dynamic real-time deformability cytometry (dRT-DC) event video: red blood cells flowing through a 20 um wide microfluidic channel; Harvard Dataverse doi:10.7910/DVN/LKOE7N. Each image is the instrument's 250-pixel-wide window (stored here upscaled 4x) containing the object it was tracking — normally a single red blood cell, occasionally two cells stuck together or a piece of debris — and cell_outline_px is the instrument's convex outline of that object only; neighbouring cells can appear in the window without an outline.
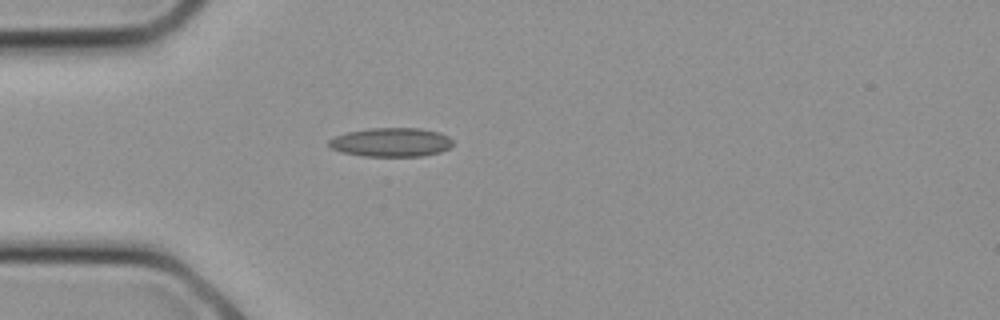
{"species": "common noctule bat (a hibernating species)", "species_latin": "Nyctalus noctula", "temperature_condition": "cold", "stored_images_in_passage": 11, "camera_frame_rate_fps": 3000, "um_per_image_px": 0.085, "animal": {"sex": "female", "body_mass_g": 21.9}, "frame": {"image": 1, "passage_image": 1, "time_ms": 0.0, "image_size_px": [1000, 320], "cell_outline_px": [[452, 144], [448, 148], [440, 152], [424, 156], [364, 156], [340, 152], [332, 148], [328, 144], [328, 140], [336, 136], [348, 132], [368, 128], [420, 128], [440, 132], [448, 136], [452, 140]], "centroid_in_image_um": [33.25, 12.09], "position_along_channel_um": 51.7, "area_um2": 20.92}}
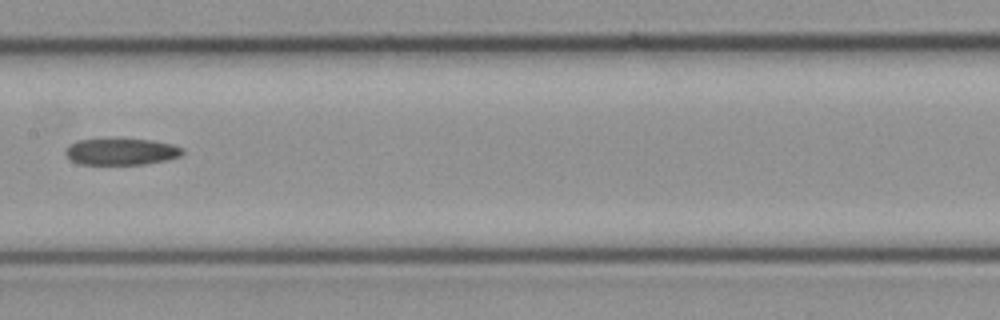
{"frame": {"image": 2, "passage_image": 7, "time_ms": 2.0, "image_size_px": [1000, 320], "cell_outline_px": [[184, 152], [180, 156], [168, 160], [144, 164], [80, 164], [72, 160], [64, 152], [76, 140], [152, 140], [172, 144], [184, 148]], "centroid_in_image_um": [10.37, 12.9], "position_along_channel_um": 197.0, "area_um2": 17.74}}
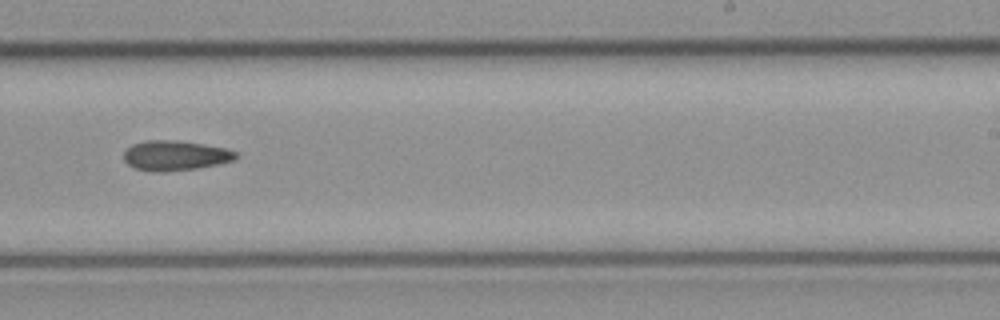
{"frame": {"image": 3, "passage_image": 10, "time_ms": 3.0, "image_size_px": [1000, 320], "cell_outline_px": [[236, 160], [196, 168], [164, 172], [156, 172], [136, 168], [128, 164], [124, 160], [124, 152], [132, 144], [144, 140], [176, 140], [228, 148], [236, 152]], "centroid_in_image_um": [14.89, 13.21], "position_along_channel_um": 274.1, "area_um2": 19.48}}